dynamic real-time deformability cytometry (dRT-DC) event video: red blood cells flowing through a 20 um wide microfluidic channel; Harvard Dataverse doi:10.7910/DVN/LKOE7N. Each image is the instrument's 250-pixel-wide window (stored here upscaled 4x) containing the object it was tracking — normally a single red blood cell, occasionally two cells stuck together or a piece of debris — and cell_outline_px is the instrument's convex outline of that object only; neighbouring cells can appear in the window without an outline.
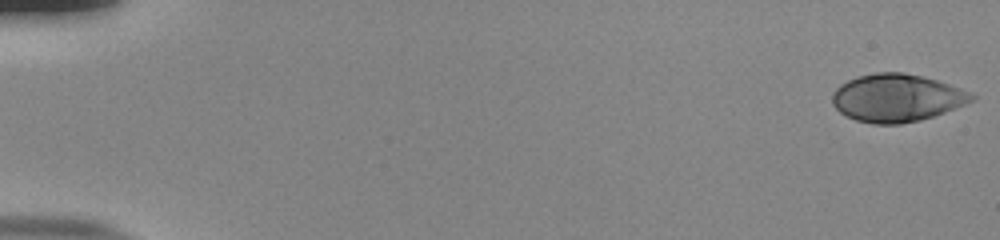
{"species": "human", "species_latin": "Homo sapiens", "temperature_condition": "room temperature", "stored_images_in_passage": 54, "camera_frame_rate_fps": 3000, "um_per_image_px": 0.085, "donor": {"sex": "male"}, "frame": {"image": 1, "passage_image": 1, "time_ms": 0.0, "image_size_px": [1000, 240], "cell_outline_px": [[976, 96], [972, 100], [964, 104], [944, 112], [920, 120], [900, 124], [872, 124], [856, 120], [844, 116], [832, 104], [832, 92], [840, 84], [856, 76], [876, 72], [904, 72], [924, 76], [960, 88]], "centroid_in_image_um": [76.16, 8.32], "position_along_channel_um": 8.8, "area_um2": 38.78}}
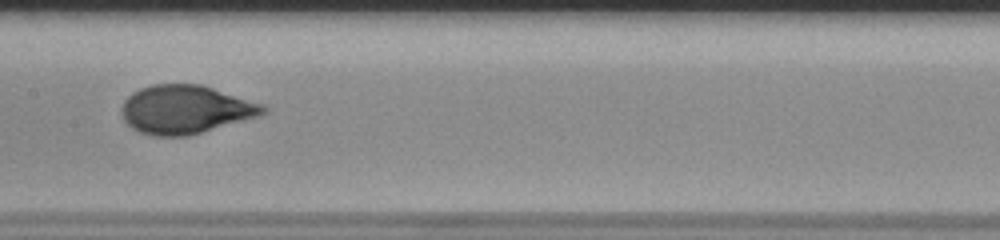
{"frame": {"image": 2, "passage_image": 29, "time_ms": 9.333, "image_size_px": [1000, 240], "cell_outline_px": [[268, 112], [260, 116], [188, 136], [152, 136], [140, 132], [132, 128], [124, 120], [120, 112], [120, 108], [124, 100], [132, 92], [140, 88], [152, 84], [200, 84], [264, 104], [268, 108]], "centroid_in_image_um": [15.76, 9.31], "position_along_channel_um": 191.6, "area_um2": 40.29}}
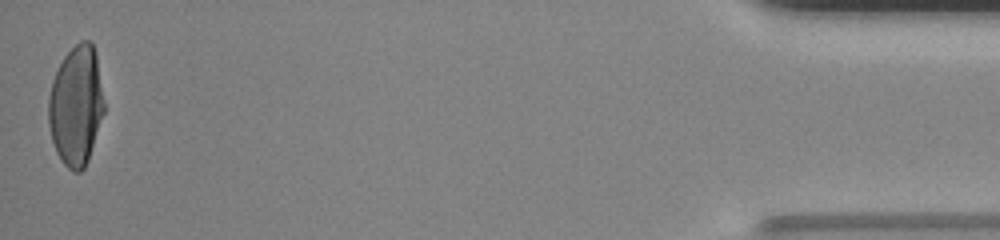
{"frame": {"image": 3, "passage_image": 54, "time_ms": 17.667, "image_size_px": [1000, 240], "cell_outline_px": [[104, 112], [88, 160], [84, 168], [80, 172], [72, 172], [60, 160], [56, 152], [52, 140], [48, 124], [48, 96], [52, 80], [64, 56], [80, 40], [88, 40], [92, 44], [96, 52], [104, 100]], "centroid_in_image_um": [6.46, 8.99], "position_along_channel_um": 428.7, "area_um2": 38.96}, "authors_computed_cell_mechanics": {"area_um2": 38.9572, "velocity_mm_per_s": 3.8242, "shape_relaxation_time_tau1_ms": 4.1226, "shape_relaxation_time_tau2_ms": null, "deformation_change_tau1": 0.2007, "deformation_change_tau2": null}}